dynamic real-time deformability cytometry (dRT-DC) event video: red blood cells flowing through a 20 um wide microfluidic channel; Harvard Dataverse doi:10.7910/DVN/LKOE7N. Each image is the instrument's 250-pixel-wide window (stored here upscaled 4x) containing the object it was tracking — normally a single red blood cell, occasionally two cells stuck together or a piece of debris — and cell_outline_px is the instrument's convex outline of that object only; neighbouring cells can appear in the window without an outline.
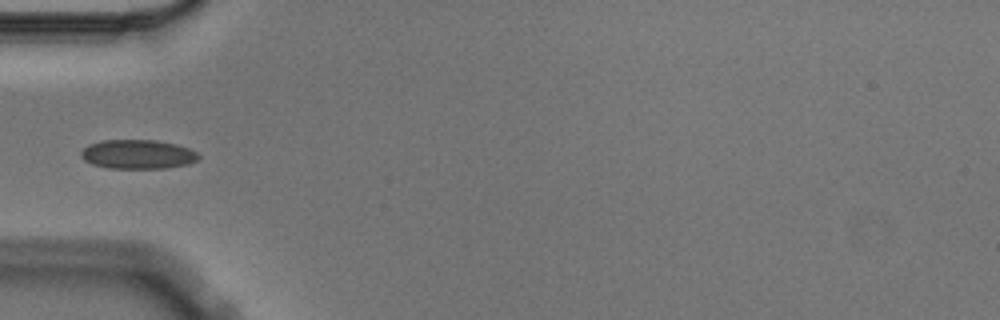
{"species": "Egyptian fruit bat (a non-hibernating species)", "species_latin": "Rousettus aegyptiacus", "temperature_condition": "cold", "stored_images_in_passage": 2, "camera_frame_rate_fps": 3000, "um_per_image_px": 0.085, "animal": {"sex": "male"}, "frame": {"image": 1, "passage_image": 2, "time_ms": 0.333, "image_size_px": [1000, 320], "cell_outline_px": [[200, 156], [196, 160], [188, 164], [164, 168], [108, 168], [92, 164], [84, 160], [80, 156], [80, 152], [88, 144], [100, 140], [156, 140], [176, 144], [188, 148], [196, 152]], "centroid_in_image_um": [11.67, 13.11], "position_along_channel_um": 73.3, "area_um2": 20.0}}